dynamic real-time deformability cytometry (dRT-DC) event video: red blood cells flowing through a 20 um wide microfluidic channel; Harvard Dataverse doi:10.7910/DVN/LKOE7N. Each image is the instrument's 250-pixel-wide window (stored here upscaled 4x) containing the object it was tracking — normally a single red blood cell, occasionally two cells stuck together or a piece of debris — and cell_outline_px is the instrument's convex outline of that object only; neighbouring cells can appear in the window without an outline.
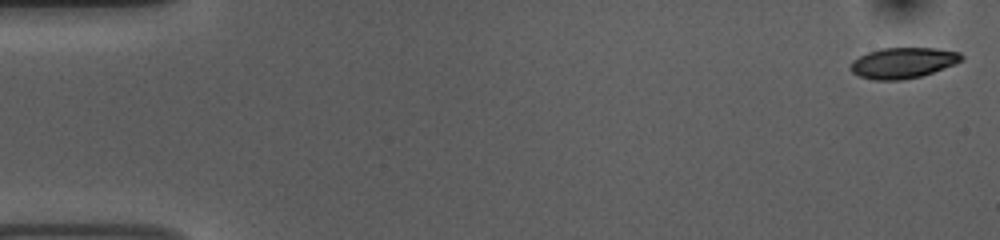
{"species": "common noctule bat (a hibernating species)", "species_latin": "Nyctalus noctula", "temperature_condition": "room temperature", "stored_images_in_passage": 53, "camera_frame_rate_fps": 3000, "um_per_image_px": 0.085, "animal": {"sex": "female", "body_mass_g": 10.0, "forearm_length_mm": 53.1}, "frame": {"image": 1, "passage_image": 1, "time_ms": 0.0, "image_size_px": [1000, 240], "cell_outline_px": [[964, 60], [956, 64], [920, 76], [900, 80], [872, 80], [860, 76], [852, 72], [848, 68], [848, 64], [852, 60], [868, 52], [880, 48], [936, 48], [960, 52], [964, 56]], "centroid_in_image_um": [76.74, 5.34], "position_along_channel_um": 8.3, "area_um2": 20.06}}
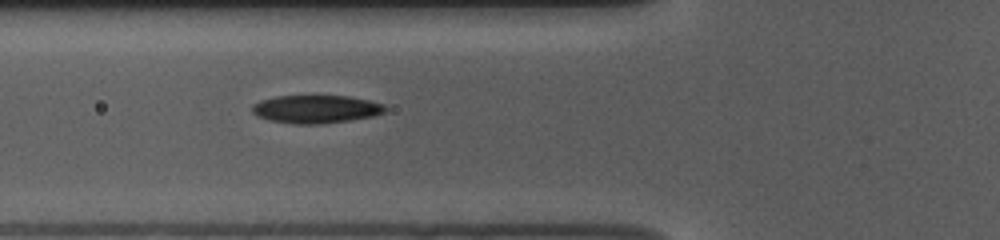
{"frame": {"image": 2, "passage_image": 19, "time_ms": 6.0, "image_size_px": [1000, 240], "cell_outline_px": [[388, 108], [384, 112], [372, 116], [348, 120], [320, 124], [292, 124], [268, 120], [256, 116], [252, 112], [252, 104], [260, 100], [276, 96], [348, 96], [368, 100], [384, 104]], "centroid_in_image_um": [26.82, 9.28], "position_along_channel_um": 99.0, "area_um2": 21.79}}
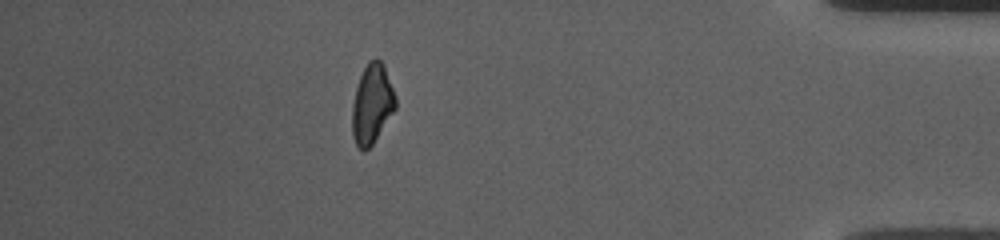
{"frame": {"image": 3, "passage_image": 47, "time_ms": 15.333, "image_size_px": [1000, 240], "cell_outline_px": [[396, 108], [372, 144], [364, 152], [356, 144], [352, 136], [352, 104], [356, 88], [360, 76], [368, 60], [376, 56], [384, 64], [396, 100]], "centroid_in_image_um": [31.61, 8.81], "position_along_channel_um": 403.6, "area_um2": 20.0}, "authors_computed_cell_mechanics": {"area_um2": 20.6924, "velocity_mm_per_s": 3.7412, "shape_relaxation_time_tau1_ms": 4.9675, "shape_relaxation_time_tau2_ms": 3.8644, "deformation_change_tau1": 0.1469, "deformation_change_tau2": 0.1002}}